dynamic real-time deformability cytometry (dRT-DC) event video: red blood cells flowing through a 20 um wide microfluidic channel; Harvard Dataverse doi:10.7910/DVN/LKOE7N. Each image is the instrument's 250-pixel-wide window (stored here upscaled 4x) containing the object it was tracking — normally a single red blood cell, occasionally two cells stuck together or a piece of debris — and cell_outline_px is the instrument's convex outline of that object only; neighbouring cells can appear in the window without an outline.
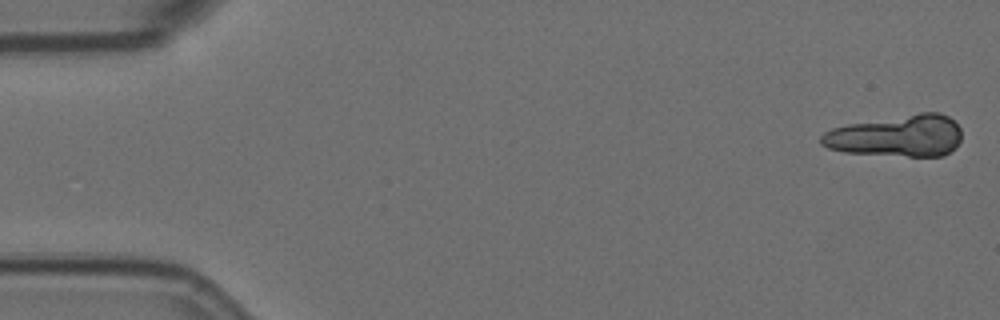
{"species": "Egyptian fruit bat (a non-hibernating species)", "species_latin": "Rousettus aegyptiacus", "temperature_condition": "room temperature", "stored_images_in_passage": 8, "camera_frame_rate_fps": 3000, "um_per_image_px": 0.085, "animal": {"sex": "female"}, "frame": {"image": 1, "passage_image": 1, "time_ms": 0.0, "image_size_px": [1000, 320], "cell_outline_px": [[960, 140], [956, 148], [944, 156], [908, 156], [844, 152], [828, 148], [820, 144], [820, 136], [824, 132], [832, 128], [848, 124], [920, 112], [940, 112], [948, 116], [960, 128]], "centroid_in_image_um": [76.24, 11.55], "position_along_channel_um": 8.8, "area_um2": 34.22}}